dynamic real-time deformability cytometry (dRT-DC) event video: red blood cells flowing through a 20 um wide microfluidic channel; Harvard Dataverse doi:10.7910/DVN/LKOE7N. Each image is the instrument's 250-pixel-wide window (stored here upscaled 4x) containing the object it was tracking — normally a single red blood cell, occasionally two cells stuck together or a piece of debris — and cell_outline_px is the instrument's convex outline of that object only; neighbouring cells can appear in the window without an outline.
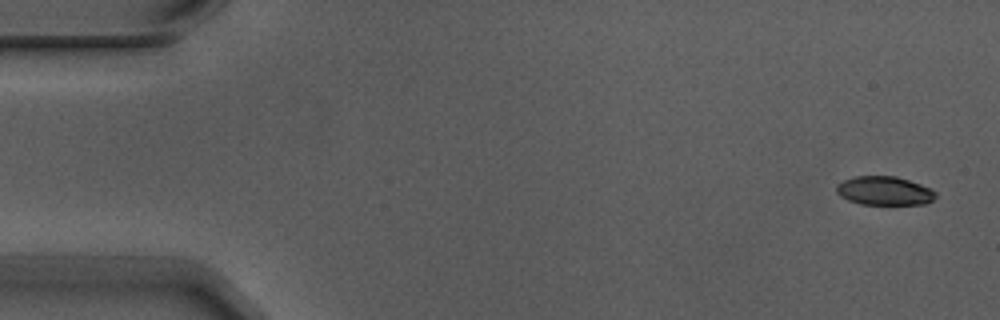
{"species": "Egyptian fruit bat (a non-hibernating species)", "species_latin": "Rousettus aegyptiacus", "temperature_condition": "warm", "stored_images_in_passage": 5, "camera_frame_rate_fps": 3000, "um_per_image_px": 0.085, "animal": {"sex": "male"}, "frame": {"image": 1, "passage_image": 1, "time_ms": 0.0, "image_size_px": [1000, 320], "cell_outline_px": [[936, 196], [932, 200], [924, 204], [860, 204], [848, 200], [840, 196], [836, 192], [836, 184], [852, 176], [896, 176], [932, 188], [936, 192]], "centroid_in_image_um": [75.15, 16.21], "position_along_channel_um": 9.8, "area_um2": 16.7}}